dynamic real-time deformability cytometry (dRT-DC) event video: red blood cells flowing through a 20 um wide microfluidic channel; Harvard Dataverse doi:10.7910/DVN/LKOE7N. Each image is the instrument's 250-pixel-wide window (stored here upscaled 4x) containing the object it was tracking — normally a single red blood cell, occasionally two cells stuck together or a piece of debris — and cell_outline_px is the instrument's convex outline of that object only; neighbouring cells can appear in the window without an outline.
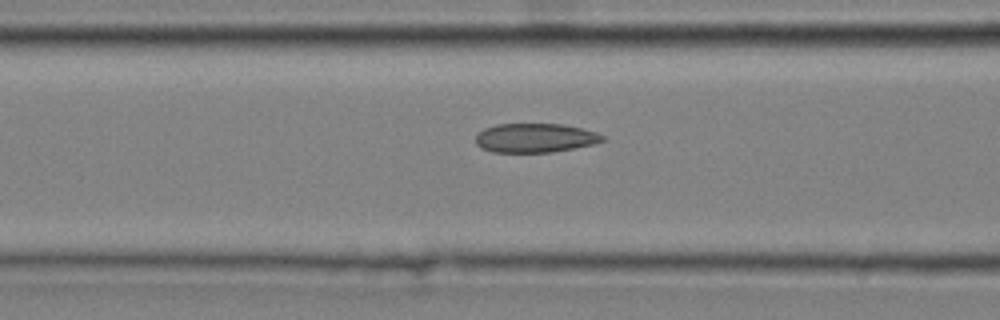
{"species": "common noctule bat (a hibernating species)", "species_latin": "Nyctalus noctula", "temperature_condition": "cold", "stored_images_in_passage": 32, "camera_frame_rate_fps": 3000, "um_per_image_px": 0.085, "animal": {"sex": "male", "body_mass_g": 20.4}, "frame": {"image": 1, "passage_image": 10, "time_ms": 3.0, "image_size_px": [1000, 320], "cell_outline_px": [[604, 140], [596, 144], [552, 152], [492, 152], [480, 148], [476, 144], [476, 136], [484, 128], [496, 124], [560, 124], [580, 128], [596, 132], [604, 136]], "centroid_in_image_um": [45.47, 11.73], "position_along_channel_um": 121.1, "area_um2": 21.5}}
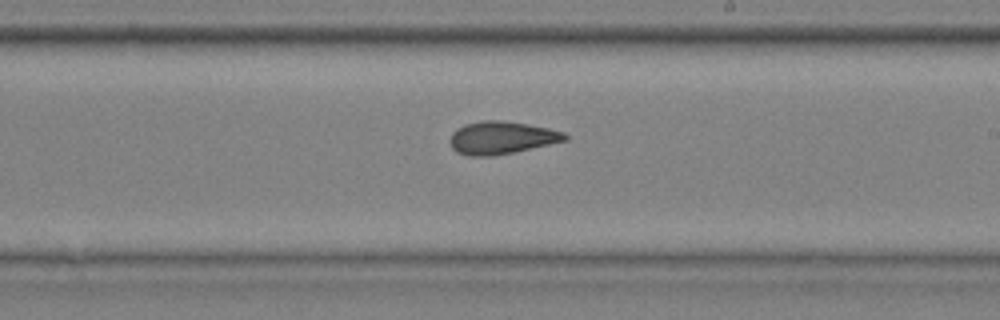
{"frame": {"image": 2, "passage_image": 20, "time_ms": 6.333, "image_size_px": [1000, 320], "cell_outline_px": [[568, 140], [512, 152], [492, 156], [468, 156], [456, 152], [452, 148], [448, 140], [452, 132], [456, 128], [464, 124], [484, 120], [496, 120], [524, 124], [548, 128], [564, 132], [568, 136]], "centroid_in_image_um": [42.57, 11.71], "position_along_channel_um": 246.4, "area_um2": 21.79}}
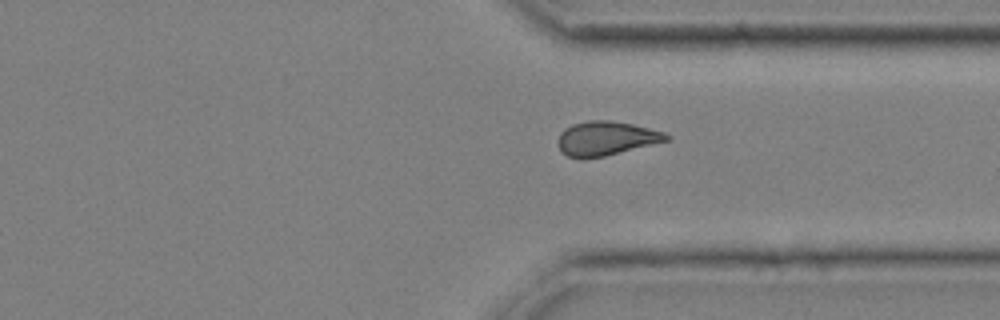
{"frame": {"image": 3, "passage_image": 29, "time_ms": 9.333, "image_size_px": [1000, 320], "cell_outline_px": [[672, 140], [604, 156], [568, 156], [560, 148], [560, 132], [564, 128], [572, 124], [588, 120], [612, 120], [632, 124], [664, 132], [672, 136]], "centroid_in_image_um": [51.61, 11.72], "position_along_channel_um": 359.8, "area_um2": 21.15}}